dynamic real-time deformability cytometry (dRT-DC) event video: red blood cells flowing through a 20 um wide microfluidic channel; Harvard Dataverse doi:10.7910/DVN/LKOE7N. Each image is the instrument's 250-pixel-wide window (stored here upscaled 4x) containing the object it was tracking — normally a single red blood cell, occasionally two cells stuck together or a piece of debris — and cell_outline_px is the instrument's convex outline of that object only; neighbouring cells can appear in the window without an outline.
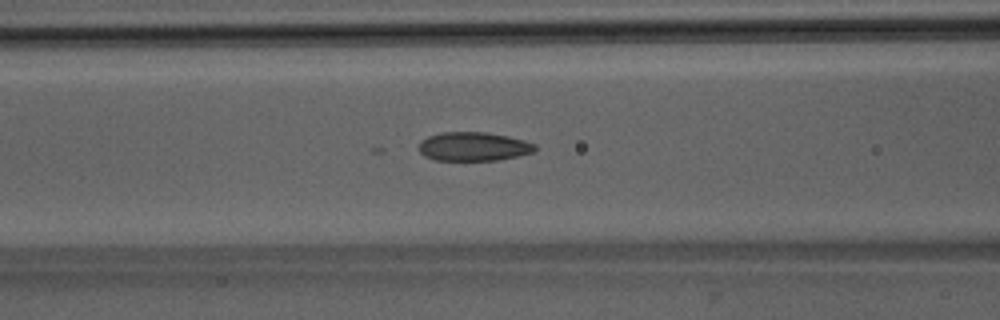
{"species": "Egyptian fruit bat (a non-hibernating species)", "species_latin": "Rousettus aegyptiacus", "temperature_condition": "room temperature", "stored_images_in_passage": 38, "camera_frame_rate_fps": 3000, "um_per_image_px": 0.085, "animal": {"sex": "male"}, "frame": {"image": 1, "passage_image": 7, "time_ms": 2.0, "image_size_px": [1000, 320], "cell_outline_px": [[536, 152], [496, 160], [436, 160], [424, 156], [420, 152], [420, 140], [428, 136], [440, 132], [488, 132], [508, 136], [524, 140], [536, 144]], "centroid_in_image_um": [40.26, 12.44], "position_along_channel_um": 126.3, "area_um2": 19.59}}
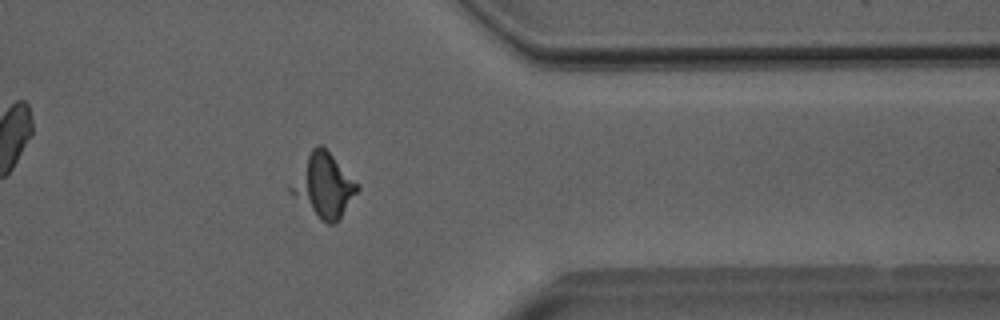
{"frame": {"image": 2, "passage_image": 27, "time_ms": 8.667, "image_size_px": [1000, 320], "cell_outline_px": [[360, 188], [340, 220], [332, 224], [328, 224], [320, 220], [288, 192], [284, 188], [312, 148], [316, 144], [320, 144], [360, 184]], "centroid_in_image_um": [27.47, 15.79], "position_along_channel_um": 383.9, "area_um2": 24.97}}
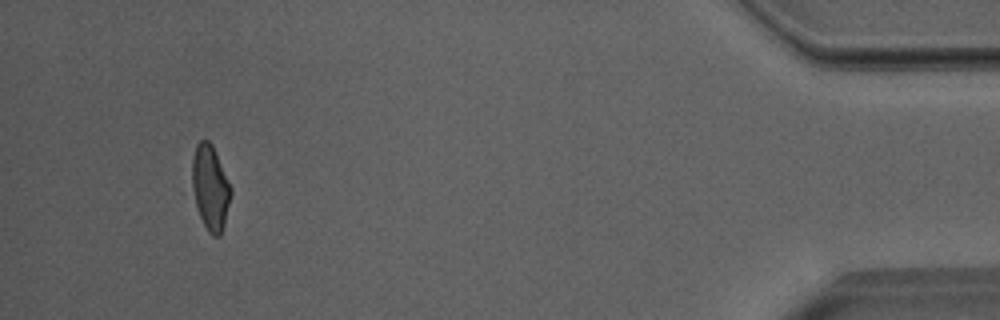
{"frame": {"image": 3, "passage_image": 34, "time_ms": 11.0, "image_size_px": [1000, 320], "cell_outline_px": [[232, 192], [224, 224], [220, 236], [212, 236], [208, 232], [200, 216], [196, 204], [192, 188], [192, 156], [196, 144], [200, 140], [208, 140], [212, 144], [232, 188]], "centroid_in_image_um": [17.87, 15.93], "position_along_channel_um": 417.3, "area_um2": 19.13}}